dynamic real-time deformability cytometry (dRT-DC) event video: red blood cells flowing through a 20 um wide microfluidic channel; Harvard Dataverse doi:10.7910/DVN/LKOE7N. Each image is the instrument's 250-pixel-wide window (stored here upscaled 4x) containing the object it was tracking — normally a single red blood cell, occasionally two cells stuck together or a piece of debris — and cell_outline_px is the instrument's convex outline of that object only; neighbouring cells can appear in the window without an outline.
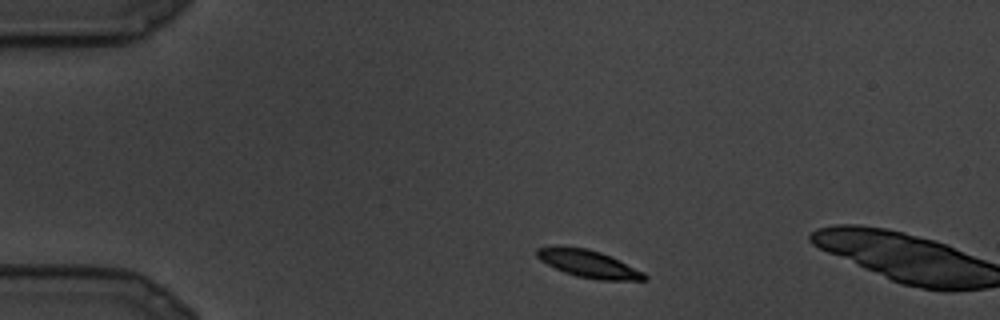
{"species": "common noctule bat (a hibernating species)", "species_latin": "Nyctalus noctula", "temperature_condition": "cold", "stored_images_in_passage": 3, "camera_frame_rate_fps": 3000, "um_per_image_px": 0.085, "animal": {"sex": "male", "body_mass_g": 19.5, "forearm_length_mm": 54.6}, "frame": {"image": 1, "passage_image": 1, "time_ms": 0.0, "image_size_px": [1000, 320], "cell_outline_px": [[648, 280], [600, 280], [576, 276], [564, 272], [540, 260], [536, 256], [536, 248], [556, 244], [588, 248], [600, 252], [620, 260], [644, 272], [648, 276]], "centroid_in_image_um": [50.0, 22.39], "position_along_channel_um": 35.0, "area_um2": 17.51}}